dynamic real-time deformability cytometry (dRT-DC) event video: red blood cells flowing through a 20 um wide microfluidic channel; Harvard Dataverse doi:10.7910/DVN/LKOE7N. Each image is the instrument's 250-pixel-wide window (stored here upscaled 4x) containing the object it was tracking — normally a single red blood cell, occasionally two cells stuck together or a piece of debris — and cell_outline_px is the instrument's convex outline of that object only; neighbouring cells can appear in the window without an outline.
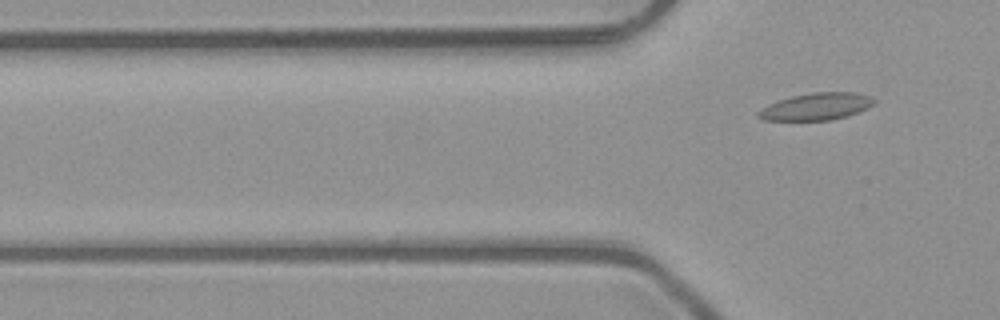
{"species": "common noctule bat (a hibernating species)", "species_latin": "Nyctalus noctula", "temperature_condition": "room temperature", "stored_images_in_passage": 3, "camera_frame_rate_fps": 3000, "um_per_image_px": 0.085, "animal": {"sex": "male", "body_mass_g": 23.1, "forearm_length_mm": 52.7}, "frame": {"image": 1, "passage_image": 3, "time_ms": 0.667, "image_size_px": [1000, 320], "cell_outline_px": [[876, 100], [872, 104], [848, 116], [828, 120], [764, 120], [756, 116], [756, 112], [760, 108], [768, 104], [792, 96], [812, 92], [856, 92], [868, 96]], "centroid_in_image_um": [69.32, 9.05], "position_along_channel_um": 56.5, "area_um2": 18.09}}